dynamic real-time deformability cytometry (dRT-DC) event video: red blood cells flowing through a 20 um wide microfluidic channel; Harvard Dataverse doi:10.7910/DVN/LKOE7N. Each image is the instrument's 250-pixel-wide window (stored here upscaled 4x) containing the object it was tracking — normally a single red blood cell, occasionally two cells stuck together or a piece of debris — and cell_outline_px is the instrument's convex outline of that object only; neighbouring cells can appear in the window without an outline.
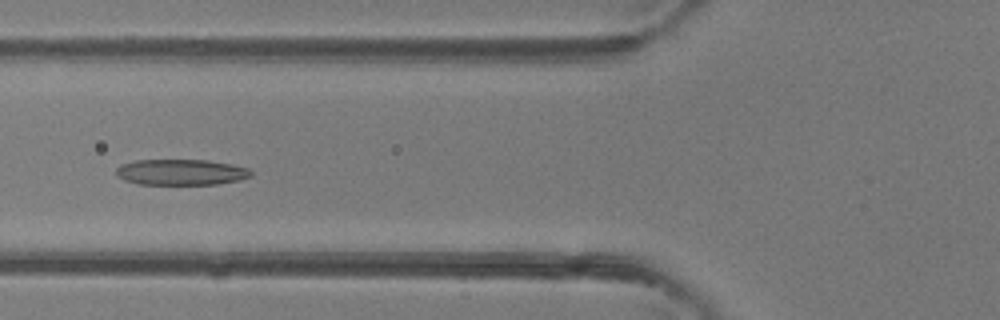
{"species": "common noctule bat (a hibernating species)", "species_latin": "Nyctalus noctula", "temperature_condition": "room temperature", "stored_images_in_passage": 33, "camera_frame_rate_fps": 3000, "um_per_image_px": 0.085, "animal": {"sex": "female"}, "frame": {"image": 1, "passage_image": 4, "time_ms": 1.0, "image_size_px": [1000, 320], "cell_outline_px": [[252, 176], [240, 180], [216, 184], [136, 184], [124, 180], [116, 176], [116, 168], [120, 164], [136, 160], [208, 160], [232, 164], [248, 168], [252, 172]], "centroid_in_image_um": [15.37, 14.63], "position_along_channel_um": 110.4, "area_um2": 20.46}}
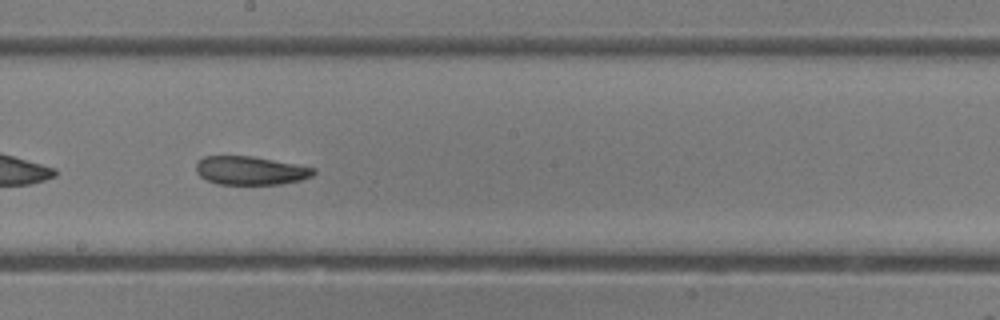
{"frame": {"image": 2, "passage_image": 12, "time_ms": 3.667, "image_size_px": [1000, 320], "cell_outline_px": [[316, 172], [312, 176], [300, 180], [280, 184], [216, 184], [200, 176], [196, 172], [196, 164], [204, 156], [252, 156], [296, 164], [316, 168]], "centroid_in_image_um": [21.3, 14.49], "position_along_channel_um": 226.9, "area_um2": 19.48}}
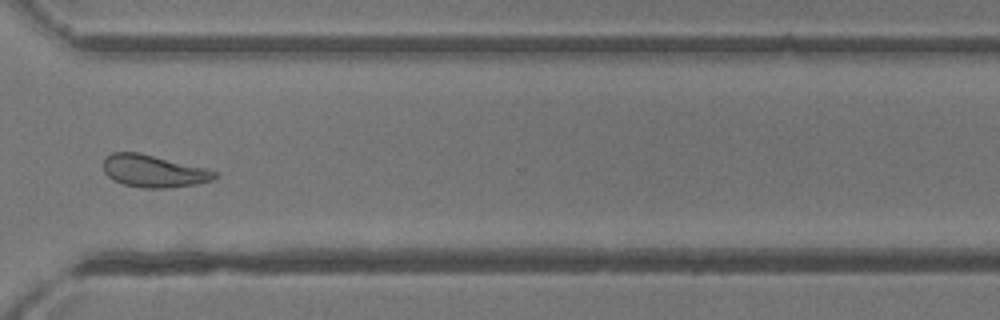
{"frame": {"image": 3, "passage_image": 21, "time_ms": 6.667, "image_size_px": [1000, 320], "cell_outline_px": [[216, 176], [212, 180], [196, 184], [168, 188], [144, 188], [124, 184], [108, 176], [104, 172], [104, 156], [112, 152], [140, 152], [208, 168], [216, 172]], "centroid_in_image_um": [13.06, 14.52], "position_along_channel_um": 357.5, "area_um2": 21.04}, "authors_computed_cell_mechanics": {"area_um2": 20.7502, "velocity_mm_per_s": 4.3632, "shape_relaxation_time_tau1_ms": 6.4666, "shape_relaxation_time_tau2_ms": 2.6318, "deformation_change_tau1": 0.1833, "deformation_change_tau2": 0.105}}